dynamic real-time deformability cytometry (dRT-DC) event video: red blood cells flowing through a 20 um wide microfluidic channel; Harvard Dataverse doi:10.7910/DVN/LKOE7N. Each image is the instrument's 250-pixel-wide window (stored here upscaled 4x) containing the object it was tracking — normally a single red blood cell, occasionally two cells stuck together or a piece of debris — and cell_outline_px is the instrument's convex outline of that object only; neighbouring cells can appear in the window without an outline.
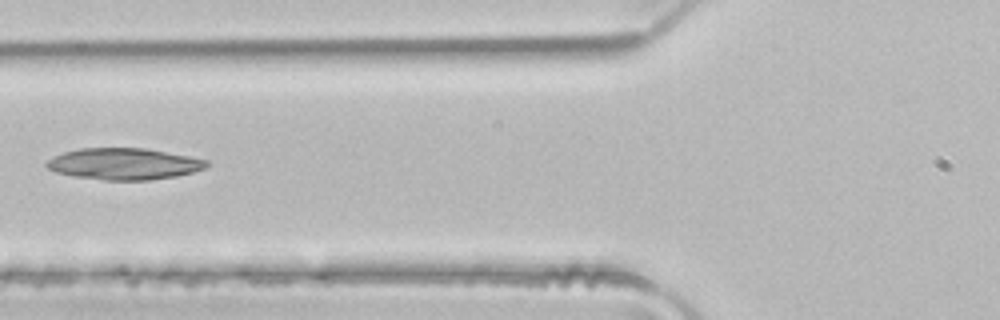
{"species": "common noctule bat (a hibernating species)", "species_latin": "Nyctalus noctula", "temperature_condition": "room temperature", "stored_images_in_passage": 4, "camera_frame_rate_fps": 3000, "um_per_image_px": 0.085, "animal": {"sex": "male", "body_mass_g": 21.5, "forearm_length_mm": 52.0}, "frame": {"image": 1, "passage_image": 4, "time_ms": 1.0, "image_size_px": [1000, 320], "cell_outline_px": [[208, 164], [204, 168], [192, 172], [176, 176], [148, 180], [104, 180], [72, 176], [56, 172], [48, 168], [44, 164], [48, 160], [64, 152], [80, 148], [144, 148], [188, 156], [208, 160]], "centroid_in_image_um": [10.51, 13.93], "position_along_channel_um": 115.3, "area_um2": 29.13}}